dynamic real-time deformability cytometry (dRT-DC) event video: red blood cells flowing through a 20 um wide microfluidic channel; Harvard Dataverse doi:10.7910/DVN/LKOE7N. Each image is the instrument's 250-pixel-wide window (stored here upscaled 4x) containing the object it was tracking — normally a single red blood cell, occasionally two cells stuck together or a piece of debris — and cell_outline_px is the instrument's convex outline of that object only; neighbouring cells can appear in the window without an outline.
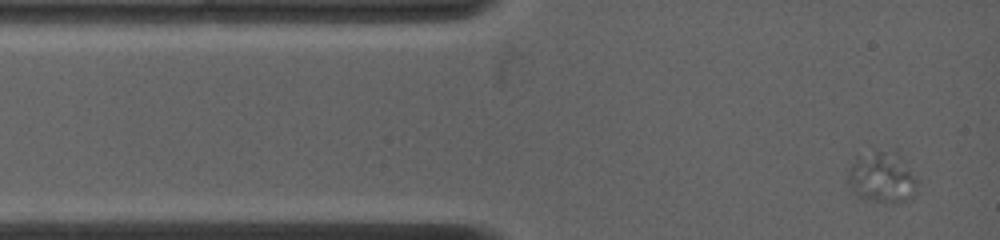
{"species": "common noctule bat (a hibernating species)", "species_latin": "Nyctalus noctula", "temperature_condition": "warm", "stored_images_in_passage": 31, "camera_frame_rate_fps": 4500, "um_per_image_px": 0.085, "animal": {"sex": "female", "body_mass_g": 19.0, "forearm_length_mm": 53.3}, "frame": {"image": 1, "passage_image": 1, "time_ms": 0.0, "image_size_px": [1000, 240], "cell_outline_px": [[920, 180], [912, 196], [908, 200], [892, 204], [864, 200], [856, 196], [848, 184], [848, 168], [856, 156], [876, 148], [896, 148]], "centroid_in_image_um": [74.99, 15.02], "position_along_channel_um": 10.0, "area_um2": 22.08}}
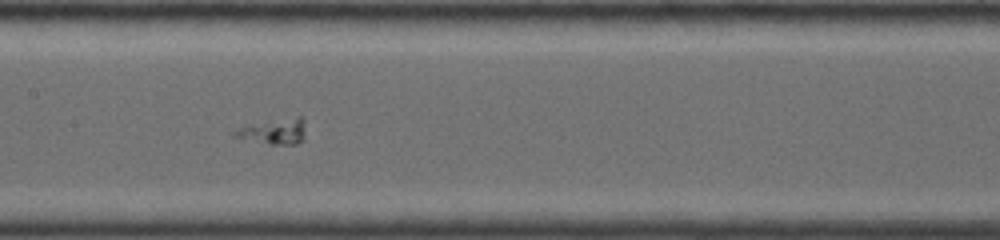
{"frame": {"image": 2, "passage_image": 14, "time_ms": 5.778, "image_size_px": [1000, 240], "cell_outline_px": [[304, 140], [296, 144], [268, 144], [232, 136], [232, 132], [240, 128], [296, 116], [300, 116], [304, 120]], "centroid_in_image_um": [23.35, 11.2], "position_along_channel_um": 184.1, "area_um2": 10.12}}
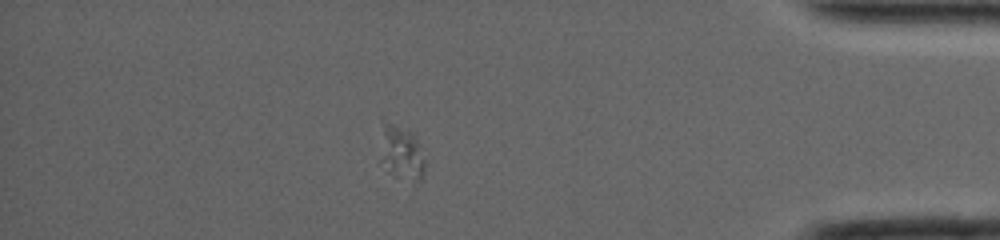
{"frame": {"image": 3, "passage_image": 27, "time_ms": 12.667, "image_size_px": [1000, 240], "cell_outline_px": [[424, 172], [420, 180], [416, 180], [392, 168], [380, 160], [384, 128], [388, 124], [392, 124], [408, 128], [412, 132], [416, 140], [424, 160]], "centroid_in_image_um": [34.18, 12.89], "position_along_channel_um": 401.0, "area_um2": 12.37}}